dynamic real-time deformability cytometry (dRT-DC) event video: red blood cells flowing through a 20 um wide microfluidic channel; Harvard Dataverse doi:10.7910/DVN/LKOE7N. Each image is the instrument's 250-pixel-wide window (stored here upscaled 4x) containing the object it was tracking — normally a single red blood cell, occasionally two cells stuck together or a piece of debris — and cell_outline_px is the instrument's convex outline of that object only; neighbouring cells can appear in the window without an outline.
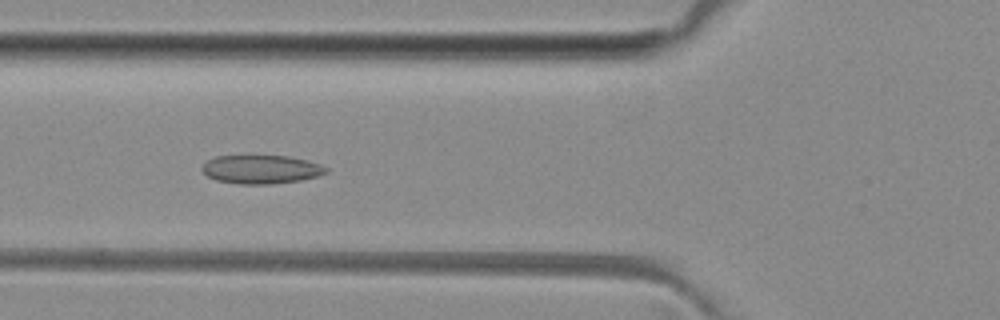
{"species": "common noctule bat (a hibernating species)", "species_latin": "Nyctalus noctula", "temperature_condition": "room temperature", "stored_images_in_passage": 50, "camera_frame_rate_fps": 3000, "um_per_image_px": 0.085, "animal": {"sex": "female", "body_mass_g": 29.2, "forearm_length_mm": 56.3}, "frame": {"image": 1, "passage_image": 18, "time_ms": 5.667, "image_size_px": [1000, 320], "cell_outline_px": [[328, 172], [316, 176], [300, 180], [272, 184], [240, 184], [216, 180], [208, 176], [200, 168], [208, 160], [216, 156], [288, 156], [308, 160], [320, 164], [328, 168]], "centroid_in_image_um": [22.21, 14.39], "position_along_channel_um": 103.6, "area_um2": 20.58}}
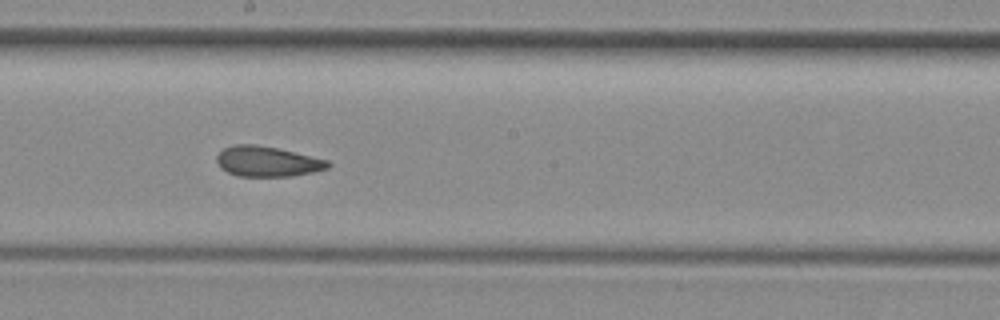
{"frame": {"image": 2, "passage_image": 27, "time_ms": 8.667, "image_size_px": [1000, 320], "cell_outline_px": [[332, 164], [328, 168], [312, 172], [292, 176], [236, 176], [220, 168], [216, 160], [216, 156], [224, 148], [236, 144], [256, 144], [276, 148], [328, 160]], "centroid_in_image_um": [22.7, 13.73], "position_along_channel_um": 225.5, "area_um2": 19.54}}
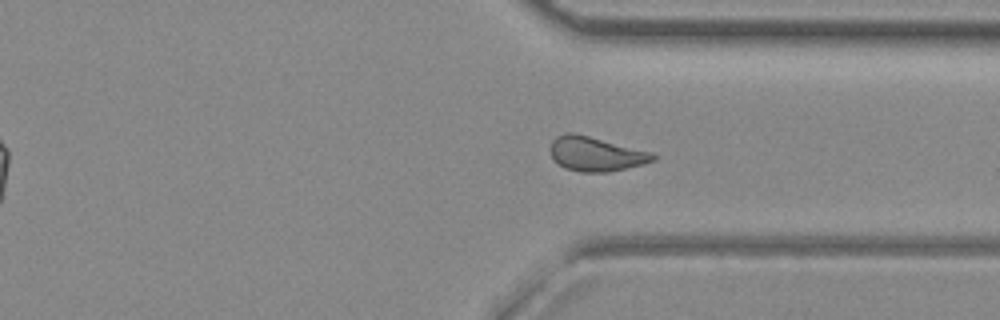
{"frame": {"image": 3, "passage_image": 37, "time_ms": 12.0, "image_size_px": [1000, 320], "cell_outline_px": [[656, 160], [608, 172], [580, 172], [564, 168], [552, 160], [548, 148], [552, 140], [556, 136], [568, 132], [572, 132], [652, 152], [656, 156]], "centroid_in_image_um": [50.56, 13.08], "position_along_channel_um": 360.8, "area_um2": 20.58}, "authors_computed_cell_mechanics": {"area_um2": 20.3167, "velocity_mm_per_s": 4.0664, "shape_relaxation_time_tau1_ms": null, "shape_relaxation_time_tau2_ms": 2.3316, "deformation_change_tau1": null, "deformation_change_tau2": 0.0821}}